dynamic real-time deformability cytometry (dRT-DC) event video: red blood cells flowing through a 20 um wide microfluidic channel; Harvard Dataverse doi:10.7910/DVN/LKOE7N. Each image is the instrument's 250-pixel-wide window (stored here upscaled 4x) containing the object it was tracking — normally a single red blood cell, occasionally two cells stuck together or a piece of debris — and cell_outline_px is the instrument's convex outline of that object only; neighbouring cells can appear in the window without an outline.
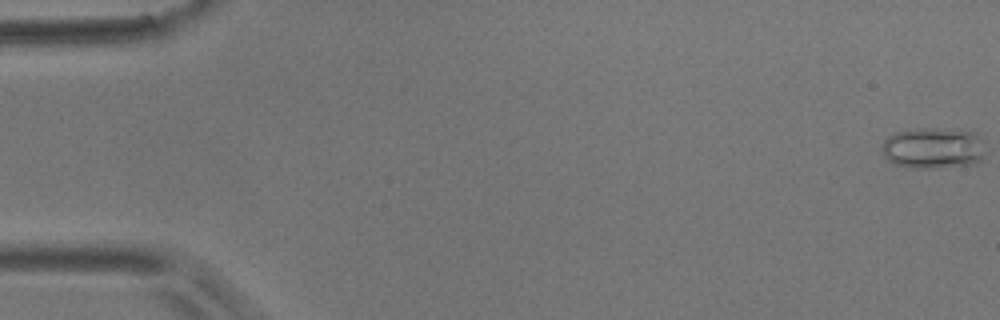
{"species": "common noctule bat (a hibernating species)", "species_latin": "Nyctalus noctula", "temperature_condition": "room temperature", "stored_images_in_passage": 16, "camera_frame_rate_fps": 3000, "um_per_image_px": 0.085, "animal": {"sex": "male", "body_mass_g": 17.9}, "frame": {"image": 1, "passage_image": 1, "time_ms": 0.0, "image_size_px": [1000, 320], "cell_outline_px": [[980, 160], [976, 164], [936, 168], [916, 168], [896, 164], [888, 160], [884, 156], [884, 140], [888, 136], [896, 132], [920, 128], [932, 128], [976, 132], [980, 156]], "centroid_in_image_um": [79.24, 12.59], "position_along_channel_um": 5.8, "area_um2": 23.99}}
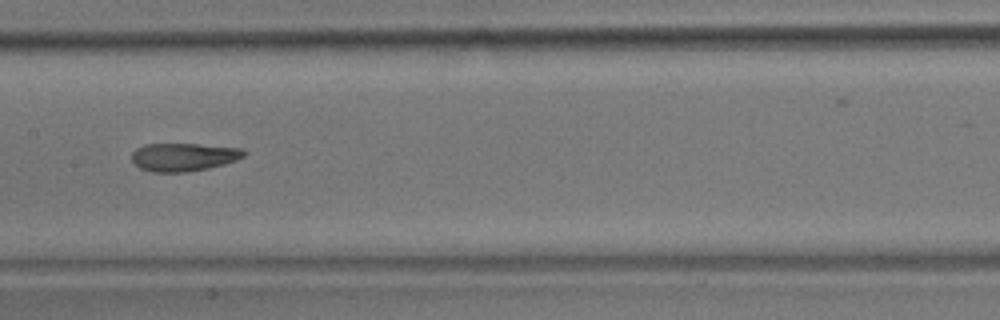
{"frame": {"image": 2, "passage_image": 8, "time_ms": 9.667, "image_size_px": [1000, 320], "cell_outline_px": [[248, 152], [244, 156], [236, 160], [224, 164], [208, 168], [188, 172], [152, 172], [140, 168], [132, 160], [132, 152], [136, 148], [144, 144], [196, 144], [244, 148]], "centroid_in_image_um": [15.63, 13.34], "position_along_channel_um": 191.8, "area_um2": 18.5}}
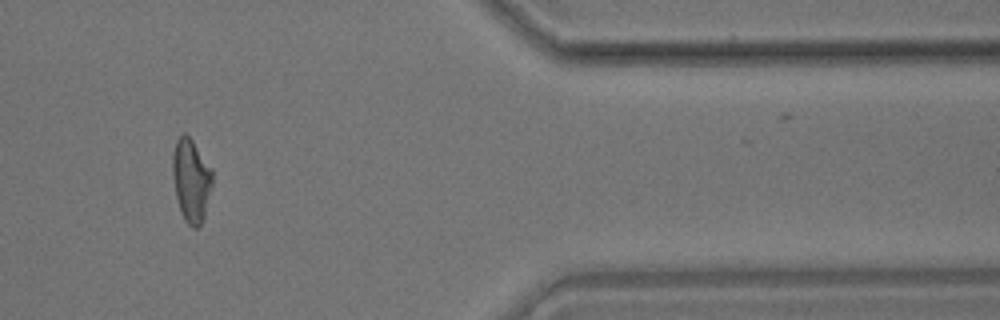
{"frame": {"image": 3, "passage_image": 13, "time_ms": 16.333, "image_size_px": [1000, 320], "cell_outline_px": [[212, 184], [204, 216], [200, 224], [196, 228], [192, 228], [184, 220], [180, 212], [176, 196], [172, 176], [172, 152], [176, 140], [184, 132], [192, 140], [212, 168]], "centroid_in_image_um": [16.23, 15.31], "position_along_channel_um": 395.2, "area_um2": 19.31}, "authors_computed_cell_mechanics": {"area_um2": 19.1318, "velocity_mm_per_s": 3.486, "shape_relaxation_time_tau1_ms": null, "shape_relaxation_time_tau2_ms": 2.9595, "deformation_change_tau1": null, "deformation_change_tau2": 0.1075}}